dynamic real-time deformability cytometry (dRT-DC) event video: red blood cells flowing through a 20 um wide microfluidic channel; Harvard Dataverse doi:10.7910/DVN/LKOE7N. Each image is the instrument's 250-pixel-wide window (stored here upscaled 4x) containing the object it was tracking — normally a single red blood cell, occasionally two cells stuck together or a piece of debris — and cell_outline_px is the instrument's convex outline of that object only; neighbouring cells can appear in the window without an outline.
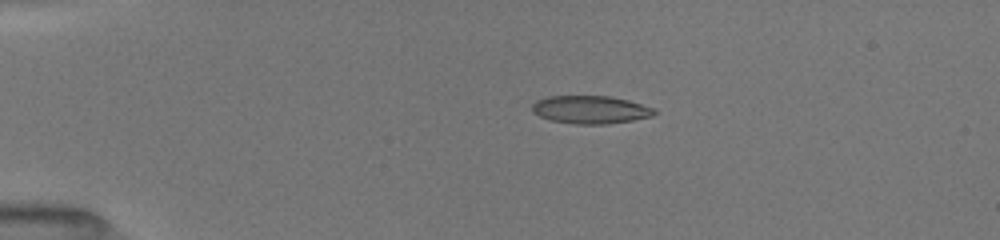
{"species": "common noctule bat (a hibernating species)", "species_latin": "Nyctalus noctula", "temperature_condition": "room temperature", "stored_images_in_passage": 59, "camera_frame_rate_fps": 3000, "um_per_image_px": 0.085, "animal": {"sex": "female", "body_mass_g": 19.5, "forearm_length_mm": 54.1}, "frame": {"image": 1, "passage_image": 1, "time_ms": 0.0, "image_size_px": [1000, 240], "cell_outline_px": [[656, 112], [652, 116], [632, 120], [608, 124], [576, 124], [548, 120], [532, 112], [532, 104], [536, 100], [548, 96], [612, 96], [628, 100], [656, 108]], "centroid_in_image_um": [50.18, 9.32], "position_along_channel_um": 34.8, "area_um2": 20.06}}
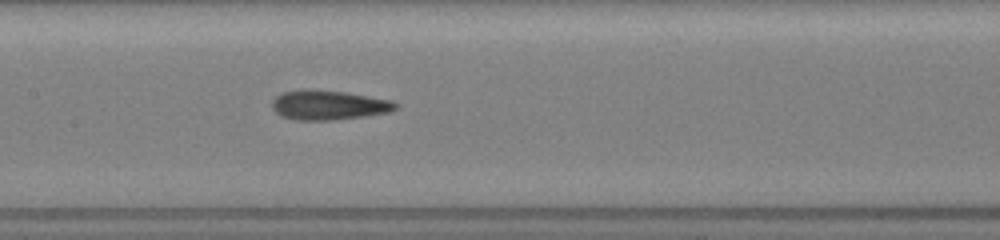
{"frame": {"image": 2, "passage_image": 19, "time_ms": 5.0, "image_size_px": [1000, 240], "cell_outline_px": [[400, 104], [396, 108], [388, 112], [364, 116], [336, 120], [296, 120], [280, 116], [272, 108], [272, 100], [276, 96], [284, 92], [300, 88], [312, 88], [348, 92], [392, 100]], "centroid_in_image_um": [27.92, 8.91], "position_along_channel_um": 179.5, "area_um2": 21.73}}
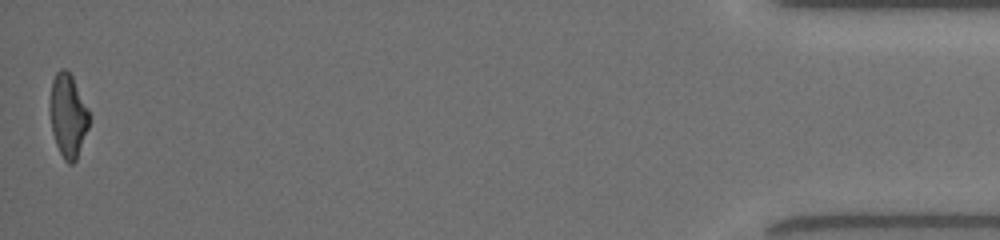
{"frame": {"image": 3, "passage_image": 59, "time_ms": 13.333, "image_size_px": [1000, 240], "cell_outline_px": [[88, 128], [76, 160], [72, 164], [68, 164], [64, 160], [56, 144], [52, 132], [48, 112], [48, 104], [52, 80], [56, 72], [60, 68], [64, 68], [72, 76], [88, 108]], "centroid_in_image_um": [5.73, 9.81], "position_along_channel_um": 429.5, "area_um2": 19.25}, "authors_computed_cell_mechanics": {"area_um2": 20.3456, "velocity_mm_per_s": 4.0165, "shape_relaxation_time_tau1_ms": null, "shape_relaxation_time_tau2_ms": 2.3577, "deformation_change_tau1": null, "deformation_change_tau2": 0.1095}}